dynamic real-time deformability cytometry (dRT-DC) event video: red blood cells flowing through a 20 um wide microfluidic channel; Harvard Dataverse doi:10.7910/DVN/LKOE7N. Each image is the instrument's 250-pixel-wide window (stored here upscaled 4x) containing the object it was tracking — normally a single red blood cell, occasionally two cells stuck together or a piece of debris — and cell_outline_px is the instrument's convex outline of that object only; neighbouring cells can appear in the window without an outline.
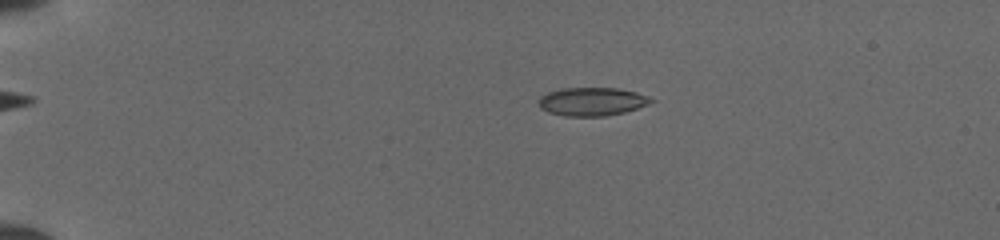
{"species": "common noctule bat (a hibernating species)", "species_latin": "Nyctalus noctula", "temperature_condition": "cold", "stored_images_in_passage": 49, "camera_frame_rate_fps": 3000, "um_per_image_px": 0.085, "animal": {"sex": "female", "body_mass_g": 19.5, "forearm_length_mm": 54.1}, "frame": {"image": 1, "passage_image": 10, "time_ms": 3.0, "image_size_px": [1000, 240], "cell_outline_px": [[656, 100], [648, 104], [624, 112], [604, 116], [564, 116], [548, 112], [540, 108], [536, 100], [540, 96], [548, 92], [564, 88], [616, 88], [636, 92], [648, 96]], "centroid_in_image_um": [50.28, 8.63], "position_along_channel_um": 34.7, "area_um2": 18.61}}
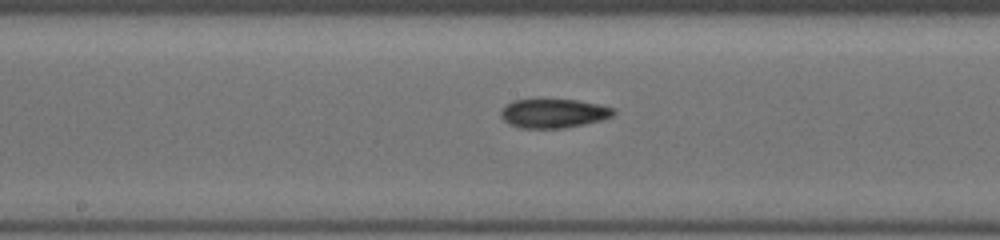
{"frame": {"image": 2, "passage_image": 27, "time_ms": 8.667, "image_size_px": [1000, 240], "cell_outline_px": [[616, 112], [612, 116], [600, 120], [584, 124], [564, 128], [520, 128], [508, 124], [500, 116], [500, 112], [504, 104], [512, 100], [576, 100], [600, 104], [616, 108]], "centroid_in_image_um": [47.03, 9.63], "position_along_channel_um": 201.2, "area_um2": 19.19}}
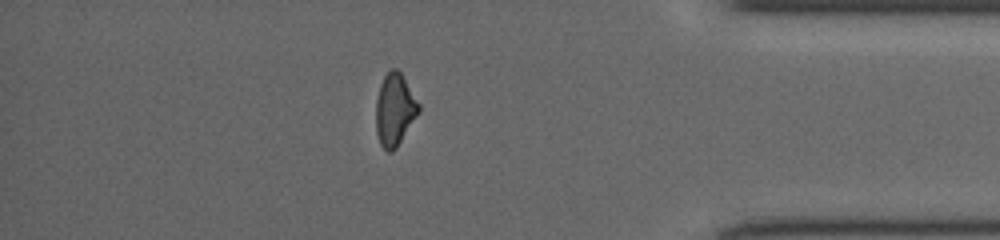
{"frame": {"image": 3, "passage_image": 43, "time_ms": 14.0, "image_size_px": [1000, 240], "cell_outline_px": [[420, 112], [396, 148], [392, 152], [388, 152], [380, 144], [376, 132], [376, 100], [380, 84], [384, 76], [392, 68], [396, 68], [400, 72], [420, 104]], "centroid_in_image_um": [33.55, 9.33], "position_along_channel_um": 401.6, "area_um2": 17.98}}